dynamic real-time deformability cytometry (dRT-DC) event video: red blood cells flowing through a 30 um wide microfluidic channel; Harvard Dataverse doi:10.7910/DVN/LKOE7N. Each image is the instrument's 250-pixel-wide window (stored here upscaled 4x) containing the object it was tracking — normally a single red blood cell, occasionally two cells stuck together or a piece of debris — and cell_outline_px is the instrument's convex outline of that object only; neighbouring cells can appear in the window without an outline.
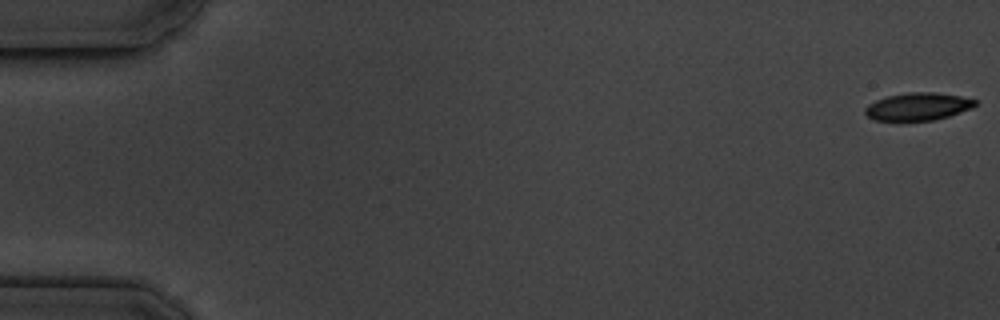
{"species": "common noctule bat (a hibernating species)", "species_latin": "Nyctalus noctula", "temperature_condition": "cold", "stored_images_in_passage": 5, "camera_frame_rate_fps": 3000, "um_per_image_px": 0.085, "animal": {"sex": "male", "body_mass_g": 19.5, "forearm_length_mm": 54.6}, "frame": {"image": 1, "passage_image": 1, "time_ms": 0.0, "image_size_px": [1000, 320], "cell_outline_px": [[976, 104], [972, 108], [948, 116], [932, 120], [876, 120], [868, 116], [864, 112], [864, 108], [868, 104], [876, 100], [888, 96], [908, 92], [936, 92], [960, 96], [976, 100]], "centroid_in_image_um": [78.02, 9.04], "position_along_channel_um": 7.0, "area_um2": 17.51}}